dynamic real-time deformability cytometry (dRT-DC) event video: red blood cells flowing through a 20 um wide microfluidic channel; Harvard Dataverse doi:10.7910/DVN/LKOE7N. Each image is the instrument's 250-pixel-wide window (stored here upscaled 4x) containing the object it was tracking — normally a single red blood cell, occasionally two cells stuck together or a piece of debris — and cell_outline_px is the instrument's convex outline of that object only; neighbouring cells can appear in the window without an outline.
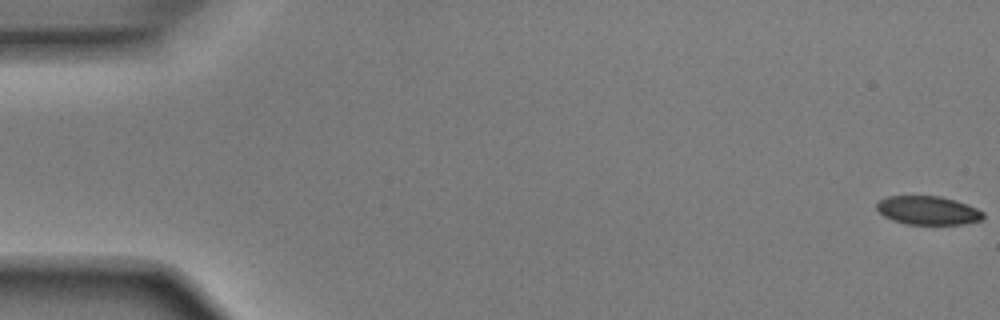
{"species": "Egyptian fruit bat (a non-hibernating species)", "species_latin": "Rousettus aegyptiacus", "temperature_condition": "room temperature", "stored_images_in_passage": 53, "camera_frame_rate_fps": 3000, "um_per_image_px": 0.085, "animal": {"sex": "male"}, "frame": {"image": 1, "passage_image": 1, "time_ms": 0.0, "image_size_px": [1000, 320], "cell_outline_px": [[984, 220], [964, 224], [904, 224], [892, 220], [884, 216], [876, 208], [876, 204], [880, 200], [888, 196], [940, 196], [956, 200], [976, 208], [984, 212]], "centroid_in_image_um": [78.9, 17.89], "position_along_channel_um": 6.1, "area_um2": 17.86}}
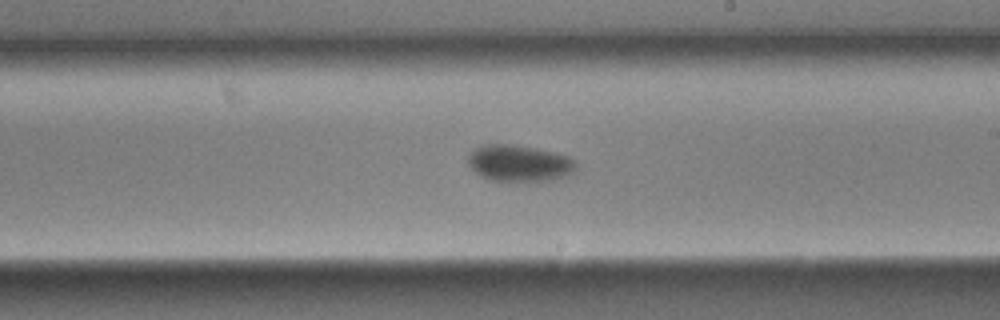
{"frame": {"image": 2, "passage_image": 31, "time_ms": 10.0, "image_size_px": [1000, 320], "cell_outline_px": [[576, 172], [552, 180], [488, 180], [480, 176], [468, 164], [468, 152], [480, 144], [512, 144], [536, 148], [568, 156], [576, 160]], "centroid_in_image_um": [44.11, 13.85], "position_along_channel_um": 244.9, "area_um2": 23.06}}
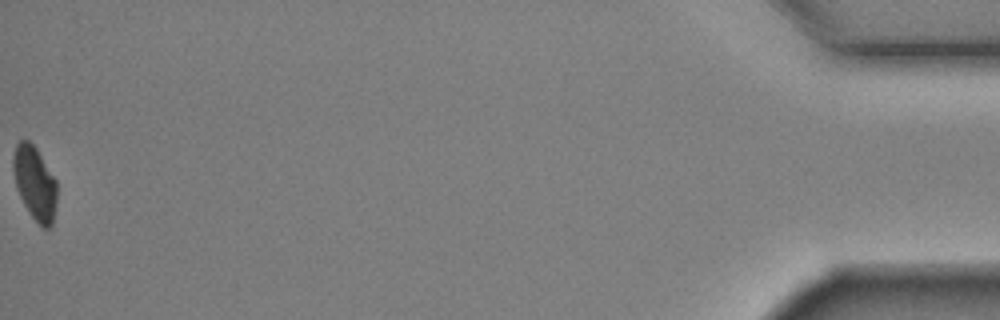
{"frame": {"image": 3, "passage_image": 53, "time_ms": 17.333, "image_size_px": [1000, 320], "cell_outline_px": [[56, 204], [52, 224], [48, 228], [44, 228], [32, 216], [24, 204], [16, 188], [12, 168], [12, 156], [16, 144], [20, 140], [28, 140], [36, 148], [56, 180]], "centroid_in_image_um": [2.93, 15.53], "position_along_channel_um": 432.3, "area_um2": 18.61}, "authors_computed_cell_mechanics": {"area_um2": 20.6346, "velocity_mm_per_s": 3.9111, "shape_relaxation_time_tau1_ms": 3.9548, "shape_relaxation_time_tau2_ms": null, "deformation_change_tau1": 0.1435, "deformation_change_tau2": null}}